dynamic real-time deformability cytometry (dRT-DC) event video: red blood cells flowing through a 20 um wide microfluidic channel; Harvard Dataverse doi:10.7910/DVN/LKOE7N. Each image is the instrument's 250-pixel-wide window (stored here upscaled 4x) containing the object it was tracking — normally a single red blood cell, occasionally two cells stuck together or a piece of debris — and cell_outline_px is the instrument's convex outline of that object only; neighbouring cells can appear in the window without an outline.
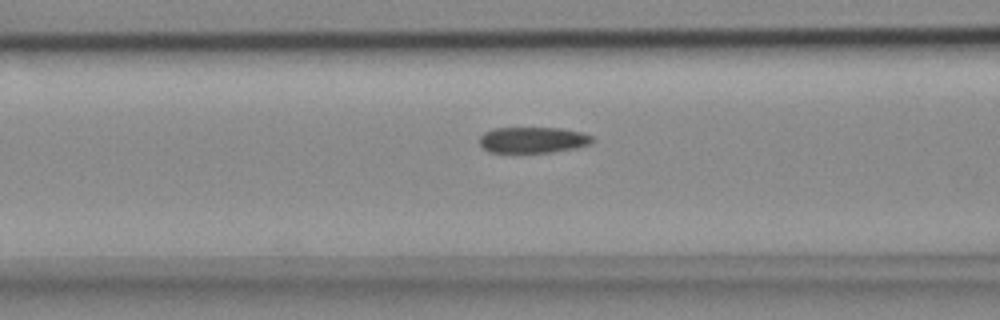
{"species": "common noctule bat (a hibernating species)", "species_latin": "Nyctalus noctula", "temperature_condition": "cold", "stored_images_in_passage": 47, "camera_frame_rate_fps": 3000, "um_per_image_px": 0.085, "animal": {"sex": "female", "body_mass_g": 18.4}, "frame": {"image": 1, "passage_image": 14, "time_ms": 4.333, "image_size_px": [1000, 320], "cell_outline_px": [[596, 140], [592, 144], [576, 148], [552, 152], [488, 152], [480, 144], [480, 136], [484, 132], [492, 128], [560, 128], [580, 132], [592, 136]], "centroid_in_image_um": [45.32, 11.89], "position_along_channel_um": 121.3, "area_um2": 17.17}}
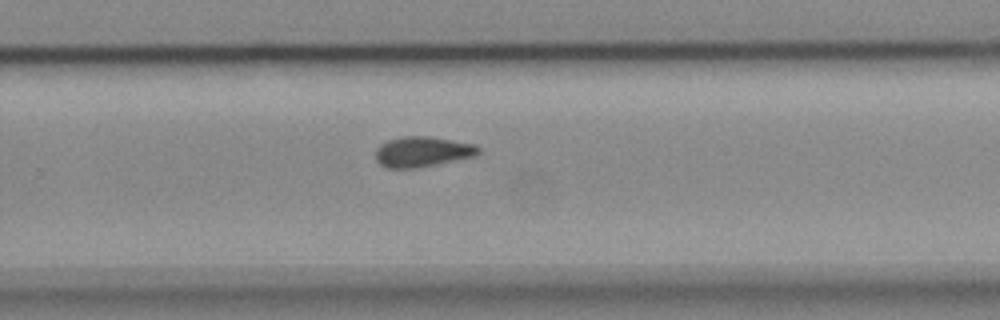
{"frame": {"image": 2, "passage_image": 28, "time_ms": 9.0, "image_size_px": [1000, 320], "cell_outline_px": [[480, 152], [476, 156], [416, 168], [388, 168], [380, 164], [376, 160], [376, 148], [380, 144], [388, 140], [404, 136], [428, 136], [476, 144], [480, 148]], "centroid_in_image_um": [35.91, 12.89], "position_along_channel_um": 293.9, "area_um2": 18.21}}
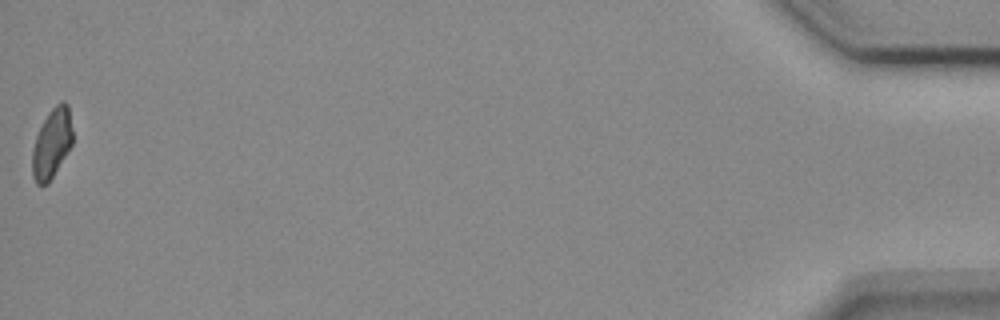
{"frame": {"image": 3, "passage_image": 47, "time_ms": 15.333, "image_size_px": [1000, 320], "cell_outline_px": [[72, 144], [48, 184], [36, 184], [32, 176], [32, 148], [36, 136], [48, 112], [60, 100], [64, 100], [68, 104], [72, 128]], "centroid_in_image_um": [4.4, 12.17], "position_along_channel_um": 430.8, "area_um2": 16.36}, "authors_computed_cell_mechanics": {"area_um2": 18.0914, "velocity_mm_per_s": 3.7071, "shape_relaxation_time_tau1_ms": null, "shape_relaxation_time_tau2_ms": 3.2619, "deformation_change_tau1": null, "deformation_change_tau2": 0.0756}}